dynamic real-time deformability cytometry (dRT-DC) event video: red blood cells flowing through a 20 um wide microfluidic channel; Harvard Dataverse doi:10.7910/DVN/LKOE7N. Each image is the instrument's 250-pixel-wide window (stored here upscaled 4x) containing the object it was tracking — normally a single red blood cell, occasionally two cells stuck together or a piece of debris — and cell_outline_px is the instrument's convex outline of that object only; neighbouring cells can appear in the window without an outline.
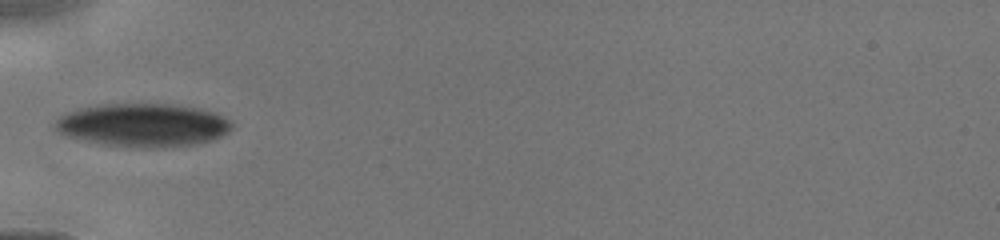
{"species": "human", "species_latin": "Homo sapiens", "temperature_condition": "cold", "stored_images_in_passage": 5, "camera_frame_rate_fps": 3000, "um_per_image_px": 0.085, "donor": {"sex": "male"}, "frame": {"image": 1, "passage_image": 3, "time_ms": 1.333, "image_size_px": [1000, 240], "cell_outline_px": [[232, 128], [228, 132], [212, 140], [192, 144], [156, 148], [136, 148], [100, 144], [64, 136], [52, 124], [64, 112], [80, 108], [100, 104], [172, 104], [196, 108], [216, 112], [232, 120]], "centroid_in_image_um": [12.13, 10.63], "position_along_channel_um": 72.9, "area_um2": 44.97}}
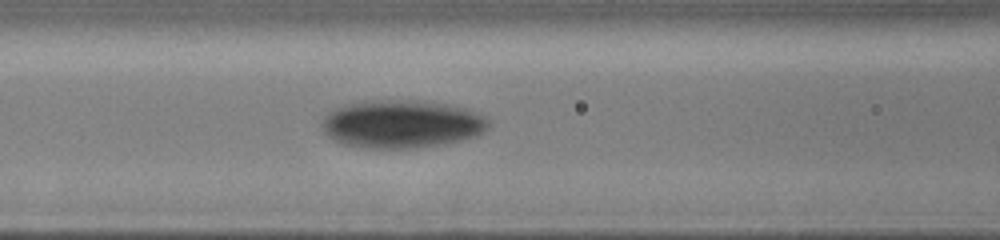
{"frame": {"image": 2, "passage_image": 5, "time_ms": 2.667, "image_size_px": [1000, 240], "cell_outline_px": [[488, 128], [484, 132], [476, 136], [444, 144], [408, 148], [364, 148], [340, 144], [332, 140], [324, 132], [320, 124], [324, 116], [328, 112], [336, 108], [348, 104], [368, 100], [416, 100], [448, 104], [464, 108], [484, 116], [488, 120]], "centroid_in_image_um": [34.1, 10.54], "position_along_channel_um": 132.5, "area_um2": 46.82}}